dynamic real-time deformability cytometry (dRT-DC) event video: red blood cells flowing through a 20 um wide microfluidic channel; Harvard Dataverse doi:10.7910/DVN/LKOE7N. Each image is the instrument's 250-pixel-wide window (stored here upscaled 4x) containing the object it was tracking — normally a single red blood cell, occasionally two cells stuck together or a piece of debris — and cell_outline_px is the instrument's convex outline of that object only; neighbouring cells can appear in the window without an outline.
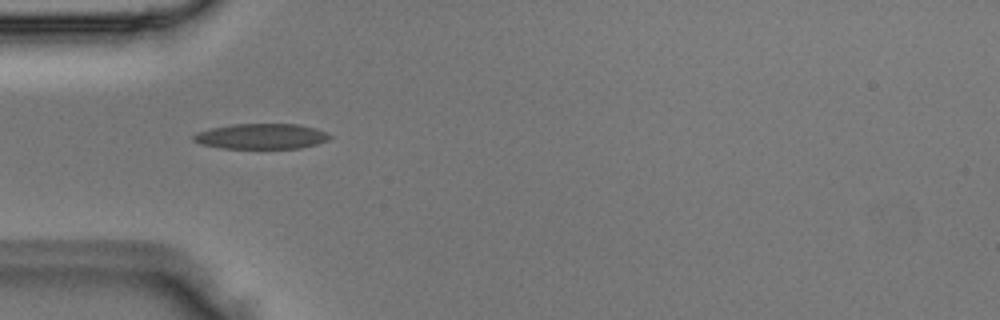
{"species": "Egyptian fruit bat (a non-hibernating species)", "species_latin": "Rousettus aegyptiacus", "temperature_condition": "room temperature", "stored_images_in_passage": 3, "camera_frame_rate_fps": 3000, "um_per_image_px": 0.085, "animal": {"sex": "male"}, "frame": {"image": 1, "passage_image": 2, "time_ms": 0.333, "image_size_px": [1000, 320], "cell_outline_px": [[332, 136], [328, 140], [316, 144], [300, 148], [220, 148], [200, 144], [192, 140], [192, 136], [196, 132], [212, 128], [232, 124], [300, 124], [316, 128], [328, 132]], "centroid_in_image_um": [22.22, 11.58], "position_along_channel_um": 62.8, "area_um2": 20.29}}